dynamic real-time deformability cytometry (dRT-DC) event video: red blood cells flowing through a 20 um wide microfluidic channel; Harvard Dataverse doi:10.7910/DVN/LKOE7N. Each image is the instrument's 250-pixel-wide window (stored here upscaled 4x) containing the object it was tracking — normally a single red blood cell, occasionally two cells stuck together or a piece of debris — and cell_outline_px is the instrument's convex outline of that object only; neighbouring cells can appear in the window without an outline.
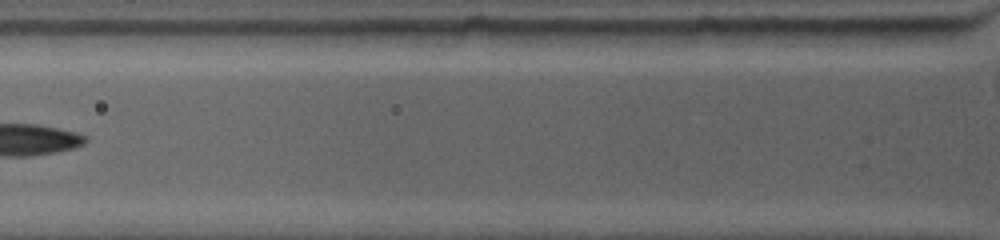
{"species": "common noctule bat (a hibernating species)", "species_latin": "Nyctalus noctula", "temperature_condition": "warm", "stored_images_in_passage": 5, "segment_of_instrument_passage": [2, 2], "camera_frame_rate_fps": 4500, "um_per_image_px": 0.085, "animal": {"sex": "female", "body_mass_g": 19.0, "forearm_length_mm": 53.3}, "frame": {"image": 1, "passage_image": 5, "time_ms": 3.111, "image_size_px": [1000, 240], "cell_outline_px": [[952, 28], [948, 36], [924, 44], [840, 44], [804, 36], [796, 28]], "centroid_in_image_um": [74.51, 3.0], "position_along_channel_um": 51.3, "area_um2": 15.26}}